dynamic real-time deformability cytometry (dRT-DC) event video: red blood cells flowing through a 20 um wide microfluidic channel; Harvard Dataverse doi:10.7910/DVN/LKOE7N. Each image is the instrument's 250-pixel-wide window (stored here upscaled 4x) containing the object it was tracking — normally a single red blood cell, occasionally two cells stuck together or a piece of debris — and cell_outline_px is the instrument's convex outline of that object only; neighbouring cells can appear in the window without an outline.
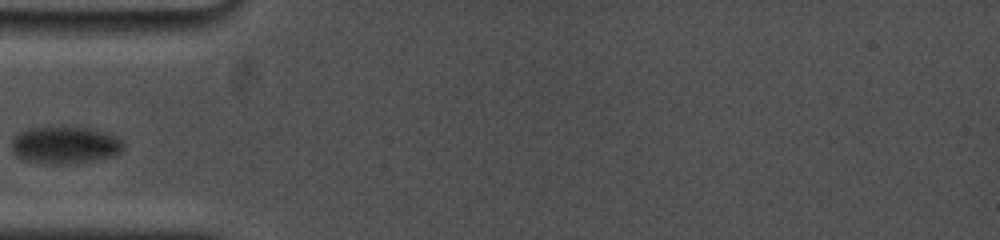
{"species": "common noctule bat (a hibernating species)", "species_latin": "Nyctalus noctula", "temperature_condition": "cold", "stored_images_in_passage": 58, "camera_frame_rate_fps": 5000, "um_per_image_px": 0.085, "animal": {"sex": "female", "body_mass_g": 19.0, "forearm_length_mm": 53.3}, "frame": {"image": 1, "passage_image": 1, "time_ms": 0.0, "image_size_px": [1000, 240], "cell_outline_px": [[124, 148], [120, 152], [112, 156], [88, 160], [56, 164], [52, 164], [24, 160], [16, 156], [12, 152], [12, 140], [20, 132], [28, 128], [52, 124], [60, 124], [88, 128], [108, 132], [116, 136], [124, 144]], "centroid_in_image_um": [5.49, 12.26], "position_along_channel_um": 79.5, "area_um2": 24.68}}
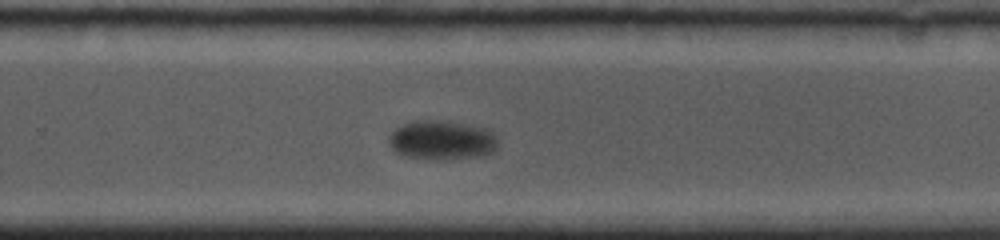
{"frame": {"image": 2, "passage_image": 24, "time_ms": 6.6, "image_size_px": [1000, 240], "cell_outline_px": [[500, 144], [492, 152], [484, 156], [448, 160], [436, 160], [408, 156], [396, 152], [392, 148], [388, 140], [388, 136], [396, 128], [404, 124], [420, 120], [440, 120], [488, 128], [496, 136]], "centroid_in_image_um": [37.61, 11.93], "position_along_channel_um": 292.2, "area_um2": 25.2}}
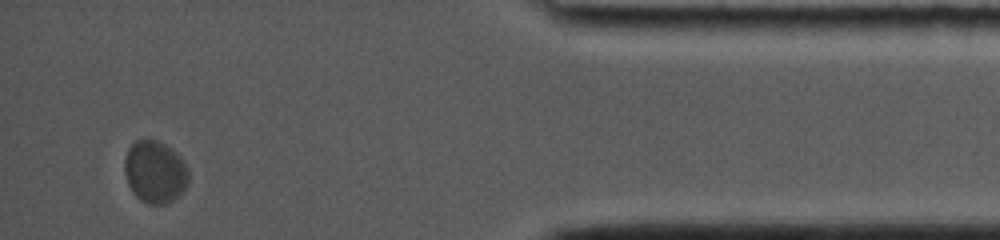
{"frame": {"image": 3, "passage_image": 51, "time_ms": 11.8, "image_size_px": [1000, 240], "cell_outline_px": [[188, 184], [184, 192], [168, 204], [148, 204], [140, 200], [136, 196], [128, 184], [124, 172], [124, 156], [128, 148], [140, 136], [160, 140], [172, 148], [180, 156], [188, 168]], "centroid_in_image_um": [13.17, 14.57], "position_along_channel_um": 422.0, "area_um2": 24.04}}